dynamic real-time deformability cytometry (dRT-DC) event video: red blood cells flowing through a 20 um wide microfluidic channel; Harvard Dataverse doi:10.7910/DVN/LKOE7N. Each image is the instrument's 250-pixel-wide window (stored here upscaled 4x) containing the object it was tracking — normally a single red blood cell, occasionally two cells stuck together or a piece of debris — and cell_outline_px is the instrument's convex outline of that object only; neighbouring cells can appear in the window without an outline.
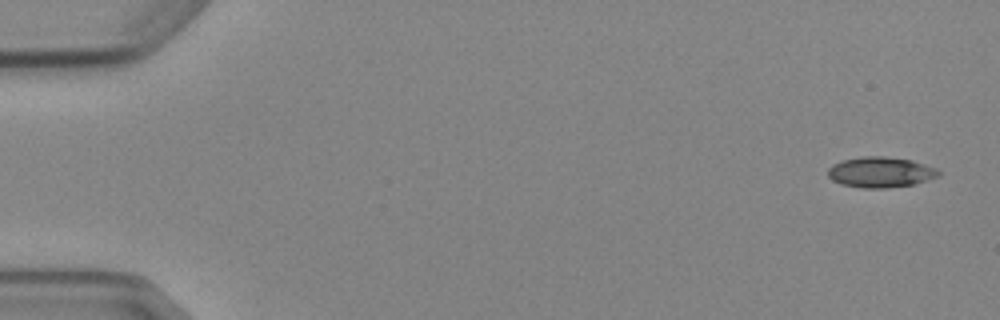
{"species": "Egyptian fruit bat (a non-hibernating species)", "species_latin": "Rousettus aegyptiacus", "temperature_condition": "cold", "stored_images_in_passage": 5, "camera_frame_rate_fps": 3000, "um_per_image_px": 0.085, "animal": {"sex": "female"}, "frame": {"image": 1, "passage_image": 1, "time_ms": 0.0, "image_size_px": [1000, 320], "cell_outline_px": [[940, 176], [928, 180], [912, 184], [888, 188], [860, 188], [840, 184], [832, 180], [828, 176], [828, 168], [832, 164], [844, 160], [864, 156], [884, 156], [912, 160], [936, 168], [940, 172]], "centroid_in_image_um": [74.83, 14.64], "position_along_channel_um": 10.2, "area_um2": 19.77}}
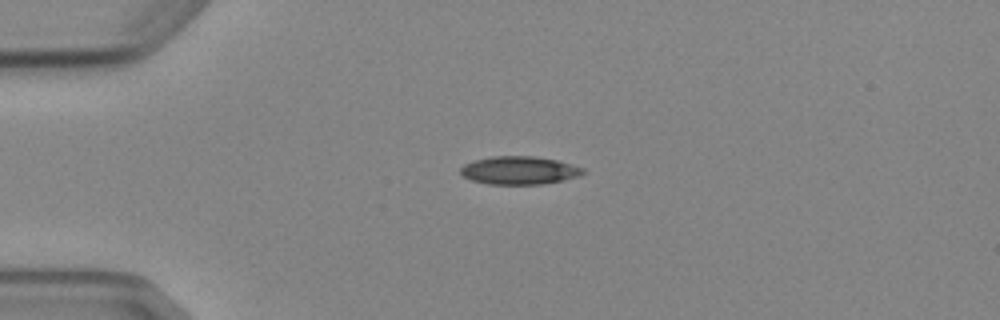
{"frame": {"image": 2, "passage_image": 4, "time_ms": 3.667, "image_size_px": [1000, 320], "cell_outline_px": [[584, 172], [580, 176], [564, 180], [544, 184], [488, 184], [472, 180], [464, 176], [460, 172], [460, 168], [464, 164], [476, 160], [492, 156], [536, 156], [556, 160], [584, 168]], "centroid_in_image_um": [44.15, 14.48], "position_along_channel_um": 40.8, "area_um2": 20.0}}